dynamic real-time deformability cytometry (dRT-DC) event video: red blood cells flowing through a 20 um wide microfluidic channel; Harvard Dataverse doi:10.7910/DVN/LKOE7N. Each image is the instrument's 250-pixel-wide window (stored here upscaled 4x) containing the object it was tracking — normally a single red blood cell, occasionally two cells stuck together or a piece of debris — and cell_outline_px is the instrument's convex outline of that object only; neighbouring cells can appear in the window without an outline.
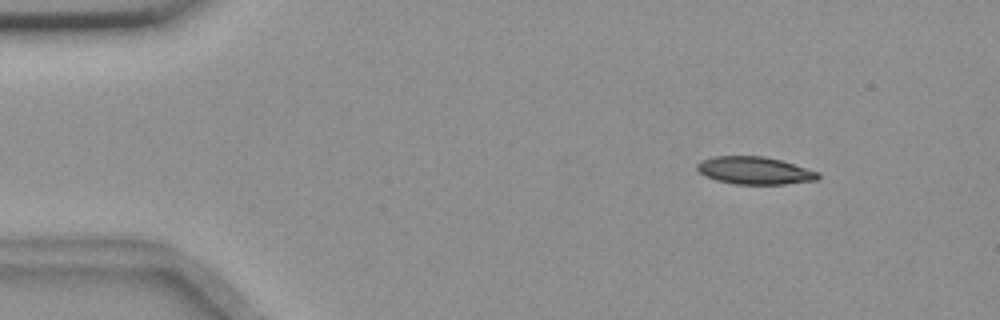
{"species": "common noctule bat (a hibernating species)", "species_latin": "Nyctalus noctula", "temperature_condition": "room temperature", "stored_images_in_passage": 5, "camera_frame_rate_fps": 3000, "um_per_image_px": 0.085, "animal": {"sex": "female", "body_mass_g": 18.4}, "frame": {"image": 1, "passage_image": 2, "time_ms": 1.0, "image_size_px": [1000, 320], "cell_outline_px": [[820, 176], [816, 180], [784, 184], [732, 184], [716, 180], [704, 176], [696, 168], [696, 164], [700, 160], [712, 156], [764, 156], [780, 160], [820, 172]], "centroid_in_image_um": [64.1, 14.49], "position_along_channel_um": 20.9, "area_um2": 19.54}}
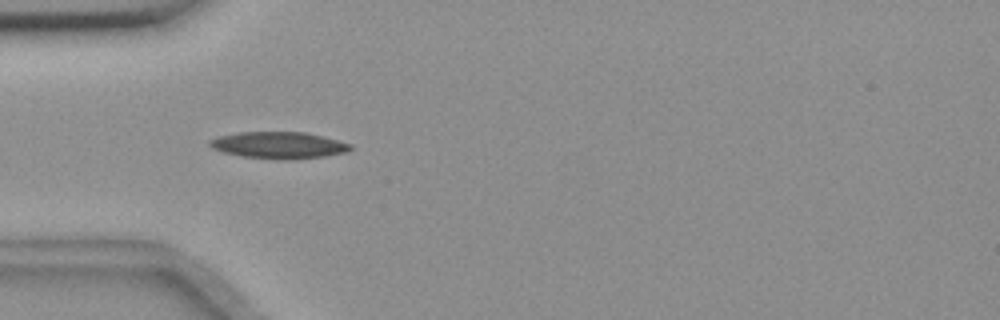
{"frame": {"image": 2, "passage_image": 5, "time_ms": 4.333, "image_size_px": [1000, 320], "cell_outline_px": [[352, 148], [348, 152], [324, 156], [292, 160], [284, 160], [240, 156], [224, 152], [212, 148], [208, 144], [208, 140], [220, 136], [240, 132], [304, 132], [324, 136], [352, 144]], "centroid_in_image_um": [23.72, 12.34], "position_along_channel_um": 61.3, "area_um2": 22.02}}